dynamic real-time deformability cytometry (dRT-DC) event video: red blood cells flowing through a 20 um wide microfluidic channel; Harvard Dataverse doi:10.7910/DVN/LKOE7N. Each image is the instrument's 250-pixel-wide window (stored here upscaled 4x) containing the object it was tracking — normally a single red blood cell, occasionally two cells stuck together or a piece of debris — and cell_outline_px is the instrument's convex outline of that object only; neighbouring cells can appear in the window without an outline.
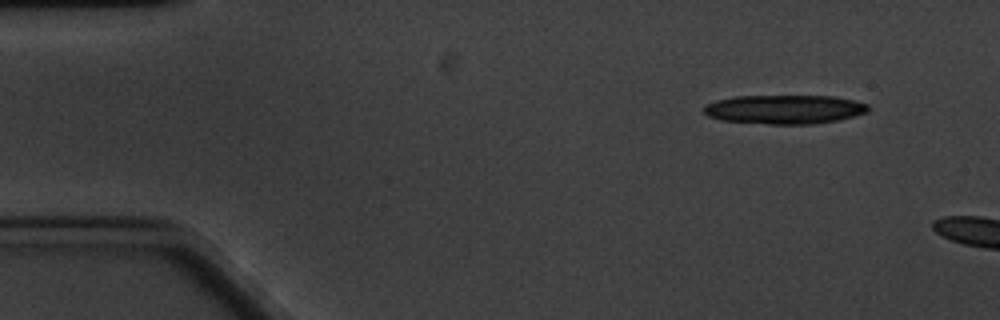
{"species": "common noctule bat (a hibernating species)", "species_latin": "Nyctalus noctula", "temperature_condition": "cold", "stored_images_in_passage": 5, "camera_frame_rate_fps": 3000, "um_per_image_px": 0.085, "animal": {"sex": "male", "body_mass_g": 20.1, "forearm_length_mm": 53.5}, "frame": {"image": 1, "passage_image": 1, "time_ms": 0.0, "image_size_px": [1000, 320], "cell_outline_px": [[868, 112], [840, 120], [812, 124], [768, 124], [720, 120], [708, 116], [704, 112], [704, 108], [708, 104], [716, 100], [736, 96], [836, 96], [868, 104]], "centroid_in_image_um": [66.7, 9.3], "position_along_channel_um": 18.3, "area_um2": 27.8}}